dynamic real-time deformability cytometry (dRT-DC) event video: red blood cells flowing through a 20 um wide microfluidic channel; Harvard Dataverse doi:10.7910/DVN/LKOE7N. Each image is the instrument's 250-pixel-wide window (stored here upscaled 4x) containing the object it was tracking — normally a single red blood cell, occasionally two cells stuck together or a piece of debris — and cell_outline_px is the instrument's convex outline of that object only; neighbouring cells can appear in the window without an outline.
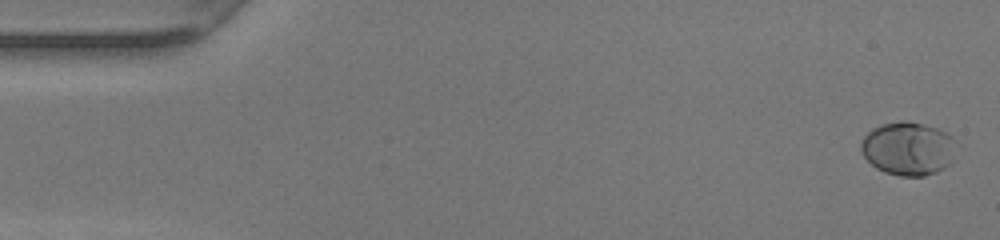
{"species": "human", "species_latin": "Homo sapiens", "temperature_condition": "warm", "stored_images_in_passage": 49, "camera_frame_rate_fps": 3000, "um_per_image_px": 0.085, "donor": {"sex": "female"}, "frame": {"image": 1, "passage_image": 1, "time_ms": 0.0, "image_size_px": [1000, 240], "cell_outline_px": [[960, 144], [952, 160], [944, 168], [936, 172], [924, 176], [900, 176], [884, 172], [876, 168], [860, 152], [860, 144], [864, 136], [872, 128], [884, 124], [900, 120], [904, 120], [924, 124], [936, 128], [952, 136]], "centroid_in_image_um": [77.22, 12.62], "position_along_channel_um": 7.8, "area_um2": 30.06}}
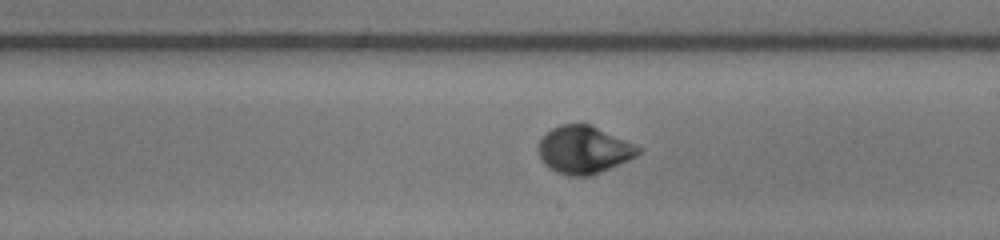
{"frame": {"image": 2, "passage_image": 28, "time_ms": 9.0, "image_size_px": [1000, 240], "cell_outline_px": [[644, 148], [636, 156], [628, 160], [600, 172], [588, 176], [568, 176], [556, 172], [548, 168], [540, 160], [540, 140], [552, 128], [560, 124], [592, 124]], "centroid_in_image_um": [49.65, 12.73], "position_along_channel_um": 239.3, "area_um2": 27.74}}
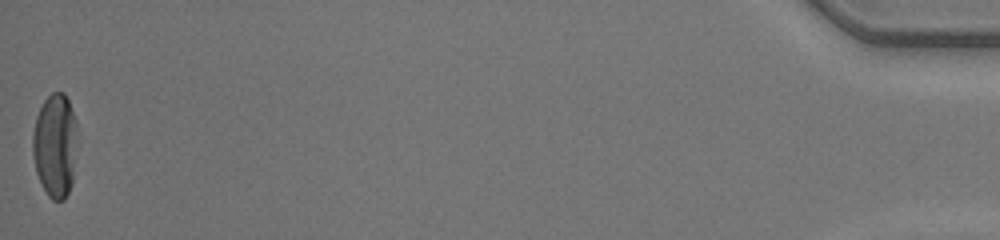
{"frame": {"image": 3, "passage_image": 49, "time_ms": 16.0, "image_size_px": [1000, 240], "cell_outline_px": [[76, 124], [72, 184], [64, 200], [52, 200], [48, 196], [36, 172], [32, 152], [32, 136], [36, 116], [44, 100], [52, 92], [64, 92], [68, 100], [76, 120]], "centroid_in_image_um": [4.66, 12.34], "position_along_channel_um": 430.5, "area_um2": 26.7}, "authors_computed_cell_mechanics": {"area_um2": 27.455, "velocity_mm_per_s": 4.231, "shape_relaxation_time_tau1_ms": 2.6927, "shape_relaxation_time_tau2_ms": null, "deformation_change_tau1": 0.1699, "deformation_change_tau2": null}}